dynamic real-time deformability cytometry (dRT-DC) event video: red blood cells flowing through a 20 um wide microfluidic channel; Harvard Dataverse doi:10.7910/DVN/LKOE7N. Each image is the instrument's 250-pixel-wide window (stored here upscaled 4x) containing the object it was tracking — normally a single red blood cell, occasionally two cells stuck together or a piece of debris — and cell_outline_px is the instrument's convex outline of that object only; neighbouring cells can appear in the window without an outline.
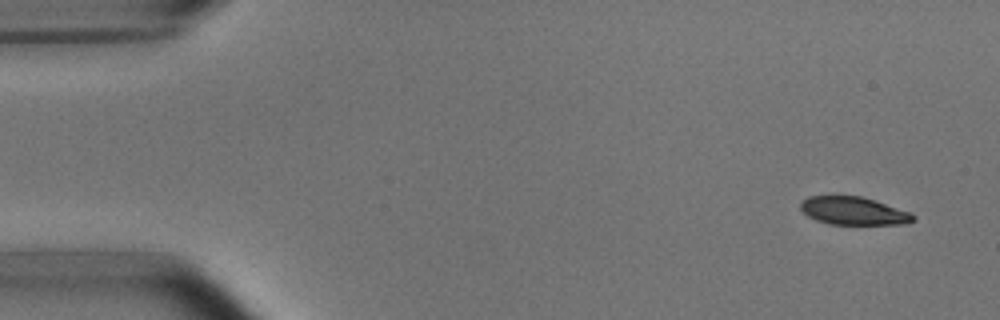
{"species": "common noctule bat (a hibernating species)", "species_latin": "Nyctalus noctula", "temperature_condition": "room temperature", "stored_images_in_passage": 5, "camera_frame_rate_fps": 3000, "um_per_image_px": 0.085, "animal": {"sex": "male", "body_mass_g": 15.6}, "frame": {"image": 1, "passage_image": 1, "time_ms": 0.0, "image_size_px": [1000, 320], "cell_outline_px": [[916, 220], [908, 224], [828, 224], [816, 220], [808, 216], [800, 208], [800, 204], [808, 196], [860, 196], [912, 212], [916, 216]], "centroid_in_image_um": [72.59, 17.94], "position_along_channel_um": 12.4, "area_um2": 18.38}}
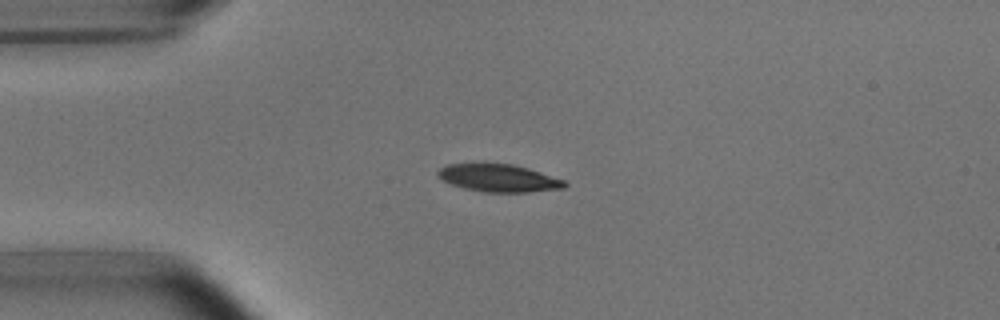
{"frame": {"image": 2, "passage_image": 4, "time_ms": 3.333, "image_size_px": [1000, 320], "cell_outline_px": [[568, 184], [564, 188], [528, 192], [484, 192], [464, 188], [452, 184], [444, 180], [436, 172], [440, 168], [448, 164], [512, 164], [528, 168], [564, 180]], "centroid_in_image_um": [42.42, 15.14], "position_along_channel_um": 42.6, "area_um2": 20.06}}